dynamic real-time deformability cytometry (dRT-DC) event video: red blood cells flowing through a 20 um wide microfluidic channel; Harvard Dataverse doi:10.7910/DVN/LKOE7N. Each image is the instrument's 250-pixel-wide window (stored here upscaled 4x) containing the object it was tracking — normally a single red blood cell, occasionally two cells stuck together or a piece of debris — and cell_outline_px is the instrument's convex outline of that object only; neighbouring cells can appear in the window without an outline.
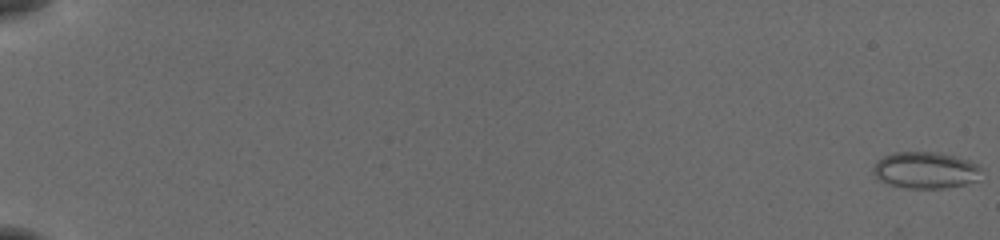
{"species": "common noctule bat (a hibernating species)", "species_latin": "Nyctalus noctula", "temperature_condition": "cold", "stored_images_in_passage": 56, "camera_frame_rate_fps": 3000, "um_per_image_px": 0.085, "animal": {"sex": "female", "body_mass_g": 19.5, "forearm_length_mm": 54.1}, "frame": {"image": 1, "passage_image": 1, "time_ms": 0.0, "image_size_px": [1000, 240], "cell_outline_px": [[980, 168], [976, 180], [964, 184], [940, 188], [908, 188], [892, 184], [880, 180], [872, 172], [876, 164], [884, 156], [896, 152], [936, 152], [968, 160], [976, 164]], "centroid_in_image_um": [78.65, 14.46], "position_along_channel_um": 6.4, "area_um2": 22.37}}
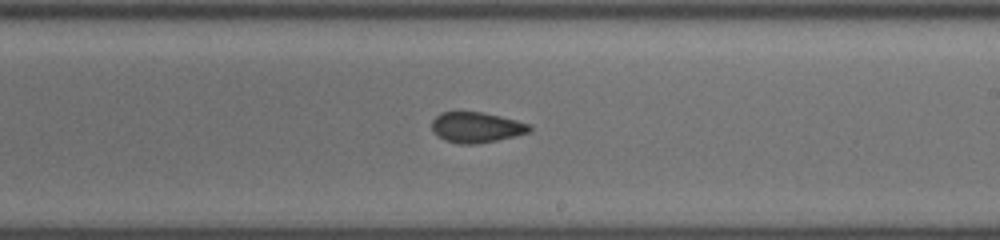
{"frame": {"image": 2, "passage_image": 36, "time_ms": 11.667, "image_size_px": [1000, 240], "cell_outline_px": [[532, 128], [528, 132], [516, 136], [476, 144], [460, 144], [444, 140], [432, 128], [432, 120], [440, 112], [480, 112], [500, 116], [516, 120], [528, 124]], "centroid_in_image_um": [40.49, 10.82], "position_along_channel_um": 248.5, "area_um2": 17.11}}
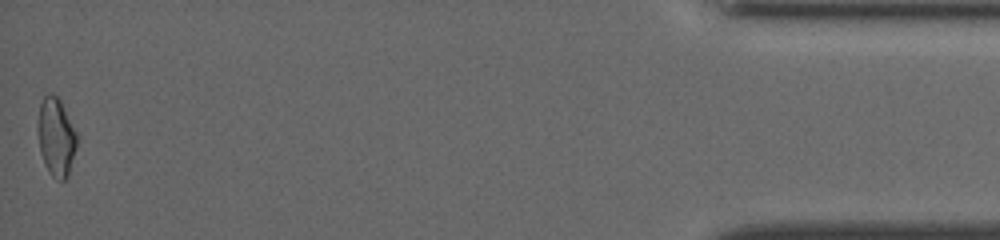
{"frame": {"image": 3, "passage_image": 56, "time_ms": 18.333, "image_size_px": [1000, 240], "cell_outline_px": [[76, 148], [68, 176], [64, 180], [56, 180], [48, 172], [40, 152], [40, 104], [44, 96], [48, 92], [56, 96], [60, 100], [76, 132]], "centroid_in_image_um": [4.8, 11.69], "position_along_channel_um": 430.4, "area_um2": 17.17}, "authors_computed_cell_mechanics": {"area_um2": 18.1203, "velocity_mm_per_s": 3.8857, "shape_relaxation_time_tau1_ms": null, "shape_relaxation_time_tau2_ms": 1.7603, "deformation_change_tau1": null, "deformation_change_tau2": 0.0718}}